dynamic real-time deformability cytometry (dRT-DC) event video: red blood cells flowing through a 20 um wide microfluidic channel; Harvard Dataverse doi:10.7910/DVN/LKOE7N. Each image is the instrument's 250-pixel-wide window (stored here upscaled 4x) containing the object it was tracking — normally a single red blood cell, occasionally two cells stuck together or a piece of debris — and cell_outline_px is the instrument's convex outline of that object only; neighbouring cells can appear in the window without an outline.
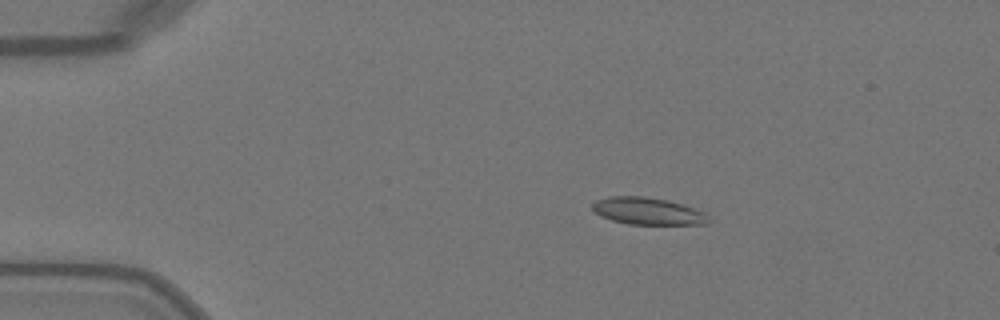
{"species": "Egyptian fruit bat (a non-hibernating species)", "species_latin": "Rousettus aegyptiacus", "temperature_condition": "warm", "stored_images_in_passage": 41, "camera_frame_rate_fps": 3000, "um_per_image_px": 0.085, "animal": {"sex": "female"}, "frame": {"image": 1, "passage_image": 10, "time_ms": 3.0, "image_size_px": [1000, 320], "cell_outline_px": [[712, 220], [708, 224], [628, 224], [612, 220], [600, 216], [592, 208], [592, 204], [596, 200], [608, 196], [644, 196], [668, 200], [684, 204], [704, 212]], "centroid_in_image_um": [55.09, 17.94], "position_along_channel_um": 29.9, "area_um2": 18.5}}
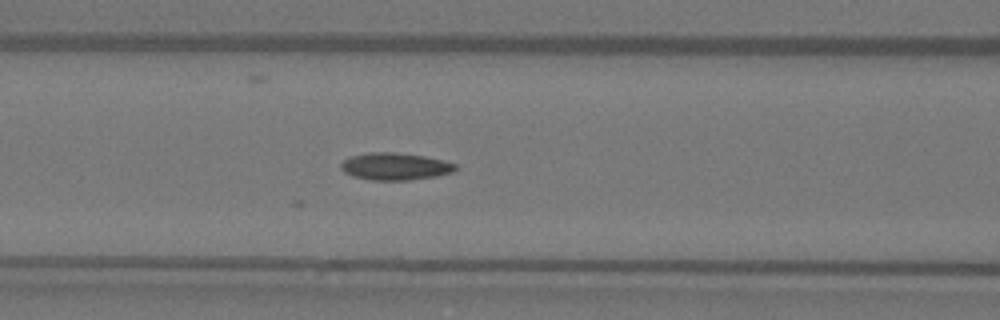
{"frame": {"image": 2, "passage_image": 22, "time_ms": 7.0, "image_size_px": [1000, 320], "cell_outline_px": [[456, 168], [452, 172], [436, 176], [408, 180], [372, 180], [352, 176], [344, 172], [340, 168], [340, 164], [348, 156], [368, 152], [396, 152], [424, 156], [444, 160], [456, 164]], "centroid_in_image_um": [33.54, 14.13], "position_along_channel_um": 133.1, "area_um2": 18.26}}
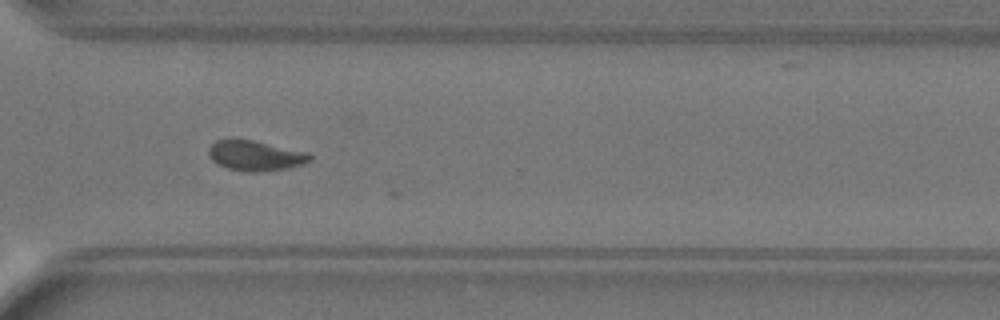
{"frame": {"image": 3, "passage_image": 38, "time_ms": 12.333, "image_size_px": [1000, 320], "cell_outline_px": [[312, 160], [304, 164], [288, 168], [260, 172], [244, 172], [228, 168], [216, 164], [208, 156], [208, 148], [216, 140], [236, 136], [308, 152], [312, 156]], "centroid_in_image_um": [21.67, 13.2], "position_along_channel_um": 348.9, "area_um2": 18.5}, "authors_computed_cell_mechanics": {"area_um2": 18.207, "velocity_mm_per_s": 4.0553, "shape_relaxation_time_tau1_ms": null, "shape_relaxation_time_tau2_ms": 3.4169, "deformation_change_tau1": null, "deformation_change_tau2": 0.0753}}